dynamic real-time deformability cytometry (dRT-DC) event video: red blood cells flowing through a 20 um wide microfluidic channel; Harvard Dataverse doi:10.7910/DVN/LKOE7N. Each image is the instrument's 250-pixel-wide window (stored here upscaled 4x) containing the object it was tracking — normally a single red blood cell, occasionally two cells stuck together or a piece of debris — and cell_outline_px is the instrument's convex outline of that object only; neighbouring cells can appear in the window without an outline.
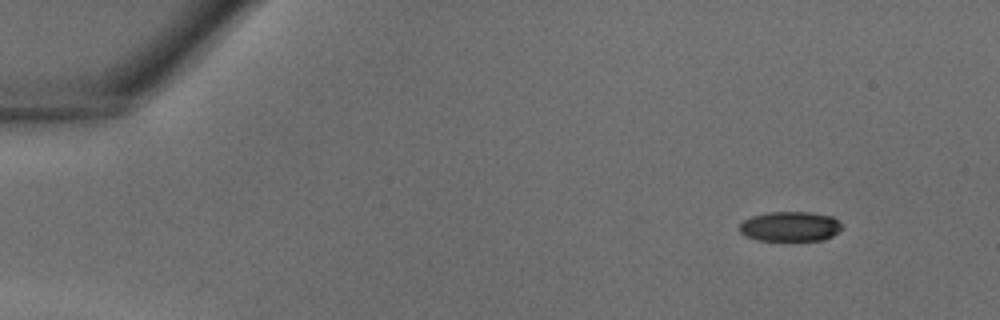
{"species": "common noctule bat (a hibernating species)", "species_latin": "Nyctalus noctula", "temperature_condition": "warm", "stored_images_in_passage": 36, "camera_frame_rate_fps": 3000, "um_per_image_px": 0.085, "animal": {"sex": "male", "body_mass_g": 18.8}, "frame": {"image": 1, "passage_image": 1, "time_ms": 0.0, "image_size_px": [1000, 320], "cell_outline_px": [[840, 228], [832, 236], [824, 240], [760, 240], [748, 236], [740, 232], [740, 224], [744, 220], [752, 216], [768, 212], [808, 212], [832, 216], [840, 224]], "centroid_in_image_um": [67.15, 19.24], "position_along_channel_um": 17.9, "area_um2": 17.46}}
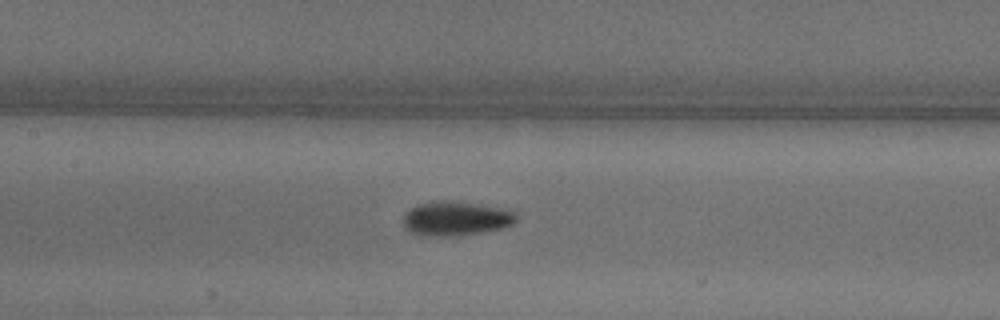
{"frame": {"image": 2, "passage_image": 16, "time_ms": 5.0, "image_size_px": [1000, 320], "cell_outline_px": [[516, 220], [512, 224], [504, 228], [484, 232], [448, 236], [420, 236], [404, 228], [404, 216], [416, 204], [484, 204], [516, 212]], "centroid_in_image_um": [38.79, 18.64], "position_along_channel_um": 168.6, "area_um2": 21.62}}
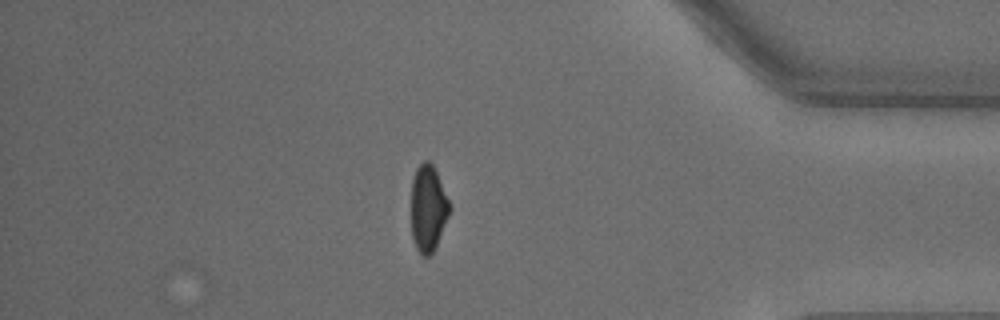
{"frame": {"image": 3, "passage_image": 31, "time_ms": 10.0, "image_size_px": [1000, 320], "cell_outline_px": [[452, 208], [436, 244], [432, 252], [428, 256], [424, 256], [416, 248], [412, 236], [412, 180], [416, 168], [424, 160], [428, 160], [432, 164], [436, 172]], "centroid_in_image_um": [36.39, 17.68], "position_along_channel_um": 398.8, "area_um2": 18.96}}